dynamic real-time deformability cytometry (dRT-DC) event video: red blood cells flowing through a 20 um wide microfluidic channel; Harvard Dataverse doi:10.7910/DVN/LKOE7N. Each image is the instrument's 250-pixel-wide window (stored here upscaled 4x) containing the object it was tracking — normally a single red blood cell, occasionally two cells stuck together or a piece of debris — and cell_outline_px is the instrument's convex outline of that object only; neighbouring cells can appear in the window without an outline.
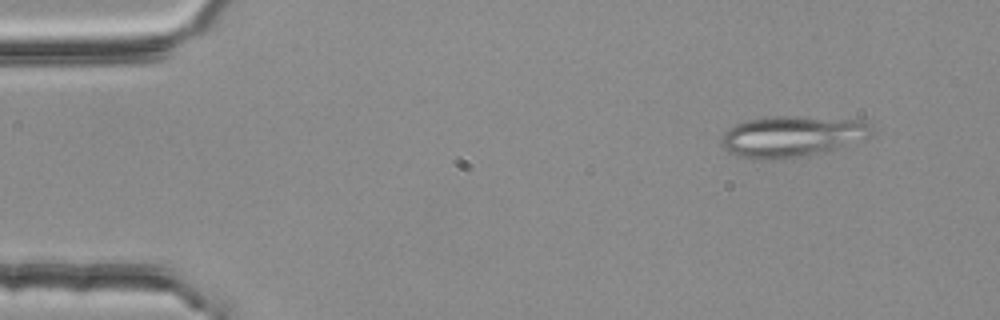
{"species": "common noctule bat (a hibernating species)", "species_latin": "Nyctalus noctula", "temperature_condition": "room temperature", "stored_images_in_passage": 3, "camera_frame_rate_fps": 3000, "um_per_image_px": 0.085, "animal": {"sex": "female", "body_mass_g": 25.1}, "frame": {"image": 1, "passage_image": 1, "time_ms": 0.0, "image_size_px": [1000, 320], "cell_outline_px": [[872, 136], [864, 140], [840, 148], [824, 152], [800, 156], [740, 156], [724, 148], [720, 144], [720, 140], [724, 132], [728, 128], [736, 124], [748, 120], [772, 116], [800, 116], [864, 120], [872, 128]], "centroid_in_image_um": [67.42, 11.53], "position_along_channel_um": 17.6, "area_um2": 35.2}}